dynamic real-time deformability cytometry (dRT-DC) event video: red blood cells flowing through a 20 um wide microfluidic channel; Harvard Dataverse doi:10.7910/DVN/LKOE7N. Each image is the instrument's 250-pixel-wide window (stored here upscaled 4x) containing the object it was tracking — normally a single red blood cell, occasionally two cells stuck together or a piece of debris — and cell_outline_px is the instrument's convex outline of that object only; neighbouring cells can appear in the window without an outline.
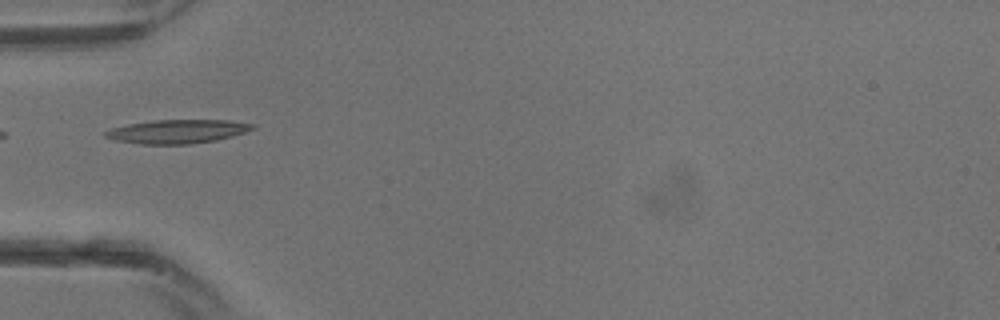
{"species": "common noctule bat (a hibernating species)", "species_latin": "Nyctalus noctula", "temperature_condition": "warm", "stored_images_in_passage": 4, "camera_frame_rate_fps": 3000, "um_per_image_px": 0.085, "animal": {"sex": "male", "body_mass_g": 13.3}, "frame": {"image": 1, "passage_image": 1, "time_ms": 0.0, "image_size_px": [1000, 320], "cell_outline_px": [[256, 128], [232, 136], [216, 140], [188, 144], [140, 144], [116, 140], [104, 136], [104, 132], [112, 128], [128, 124], [152, 120], [228, 120], [256, 124]], "centroid_in_image_um": [15.09, 11.17], "position_along_channel_um": 69.9, "area_um2": 20.29}}
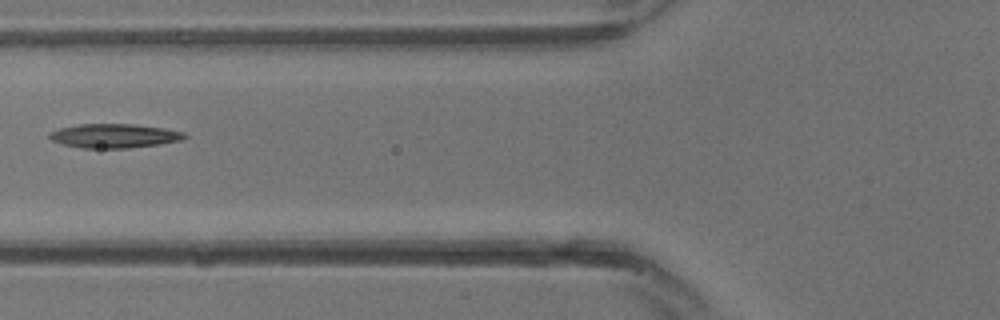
{"frame": {"image": 2, "passage_image": 3, "time_ms": 0.667, "image_size_px": [1000, 320], "cell_outline_px": [[188, 136], [180, 140], [160, 144], [128, 148], [80, 148], [64, 144], [52, 140], [48, 136], [52, 132], [60, 128], [80, 124], [132, 124], [164, 128], [184, 132]], "centroid_in_image_um": [9.73, 11.55], "position_along_channel_um": 116.1, "area_um2": 18.79}}